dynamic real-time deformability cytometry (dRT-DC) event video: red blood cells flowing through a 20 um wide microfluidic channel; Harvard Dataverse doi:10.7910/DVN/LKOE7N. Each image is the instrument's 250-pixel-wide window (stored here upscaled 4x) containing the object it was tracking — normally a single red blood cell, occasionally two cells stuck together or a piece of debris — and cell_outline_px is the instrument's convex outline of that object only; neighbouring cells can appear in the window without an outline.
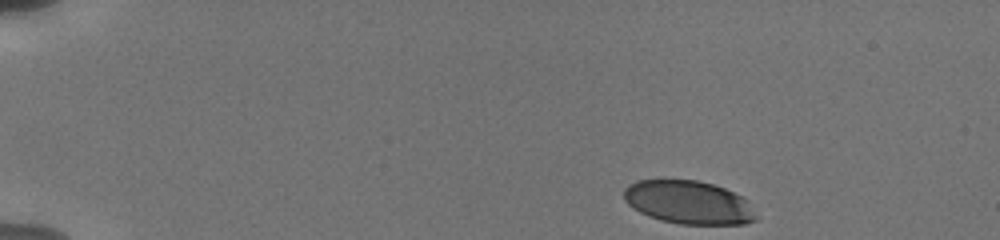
{"species": "human", "species_latin": "Homo sapiens", "temperature_condition": "cold", "stored_images_in_passage": 56, "camera_frame_rate_fps": 3000, "um_per_image_px": 0.085, "donor": {"sex": "male"}, "frame": {"image": 1, "passage_image": 1, "time_ms": 0.0, "image_size_px": [1000, 240], "cell_outline_px": [[756, 220], [744, 224], [680, 224], [660, 220], [648, 216], [640, 212], [628, 204], [624, 200], [624, 188], [628, 184], [636, 180], [696, 180], [712, 184], [724, 188], [748, 200], [756, 216]], "centroid_in_image_um": [58.51, 17.2], "position_along_channel_um": 26.5, "area_um2": 33.29}}
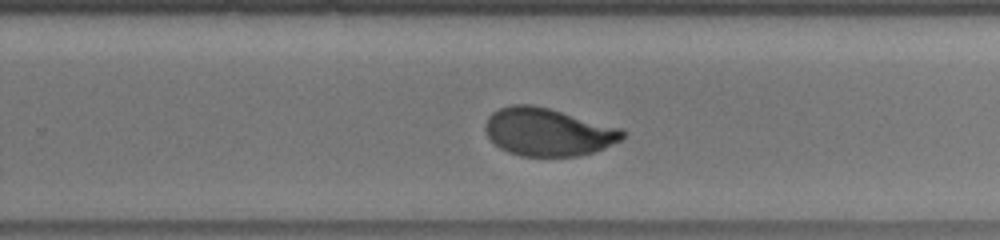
{"frame": {"image": 2, "passage_image": 36, "time_ms": 9.667, "image_size_px": [1000, 240], "cell_outline_px": [[628, 132], [620, 140], [604, 148], [580, 156], [520, 156], [508, 152], [500, 148], [488, 136], [484, 128], [484, 124], [488, 116], [492, 112], [500, 108], [512, 104], [532, 104], [548, 108], [620, 128]], "centroid_in_image_um": [46.55, 11.22], "position_along_channel_um": 283.3, "area_um2": 38.15}}
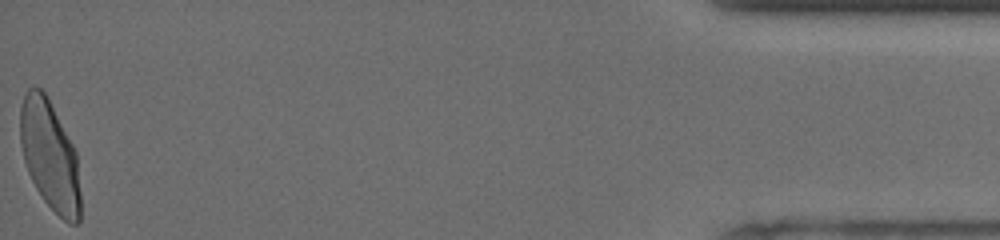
{"frame": {"image": 3, "passage_image": 56, "time_ms": 15.667, "image_size_px": [1000, 240], "cell_outline_px": [[80, 220], [76, 224], [68, 224], [44, 200], [36, 188], [28, 172], [24, 160], [20, 144], [20, 108], [24, 96], [28, 88], [32, 84], [40, 88], [44, 92], [72, 144], [76, 152], [80, 192]], "centroid_in_image_um": [4.22, 13.22], "position_along_channel_um": 431.0, "area_um2": 38.15}, "authors_computed_cell_mechanics": {"area_um2": 38.2636, "velocity_mm_per_s": 3.7825, "shape_relaxation_time_tau1_ms": 3.7851, "shape_relaxation_time_tau2_ms": null, "deformation_change_tau1": 0.1546, "deformation_change_tau2": null}}